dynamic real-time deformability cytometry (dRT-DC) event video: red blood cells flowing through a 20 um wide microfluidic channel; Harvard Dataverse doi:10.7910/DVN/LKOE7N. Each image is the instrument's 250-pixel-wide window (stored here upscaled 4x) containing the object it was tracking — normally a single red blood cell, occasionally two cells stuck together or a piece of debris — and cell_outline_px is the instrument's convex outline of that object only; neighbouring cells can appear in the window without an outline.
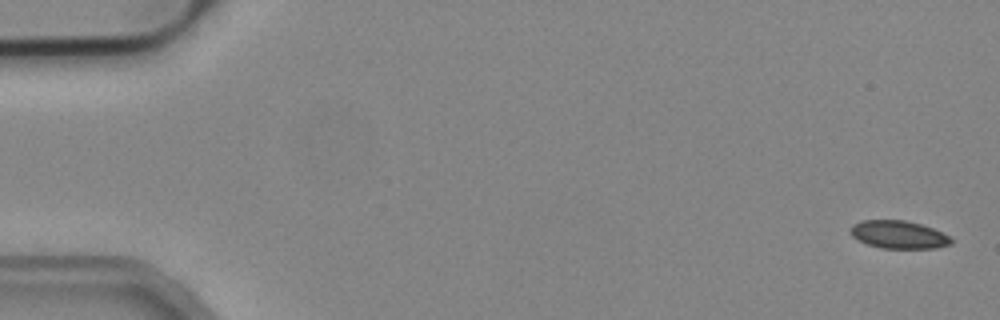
{"species": "common noctule bat (a hibernating species)", "species_latin": "Nyctalus noctula", "temperature_condition": "cold", "stored_images_in_passage": 5, "segment_of_instrument_passage": [1, 2], "camera_frame_rate_fps": 3000, "um_per_image_px": 0.085, "animal": {"sex": "male", "body_mass_g": 19.2, "forearm_length_mm": 51.8}, "frame": {"image": 1, "passage_image": 1, "time_ms": 0.0, "image_size_px": [1000, 320], "cell_outline_px": [[952, 244], [936, 248], [880, 248], [868, 244], [852, 236], [852, 224], [860, 220], [904, 220], [920, 224], [932, 228], [948, 236], [952, 240]], "centroid_in_image_um": [76.38, 19.94], "position_along_channel_um": 8.6, "area_um2": 16.13}}
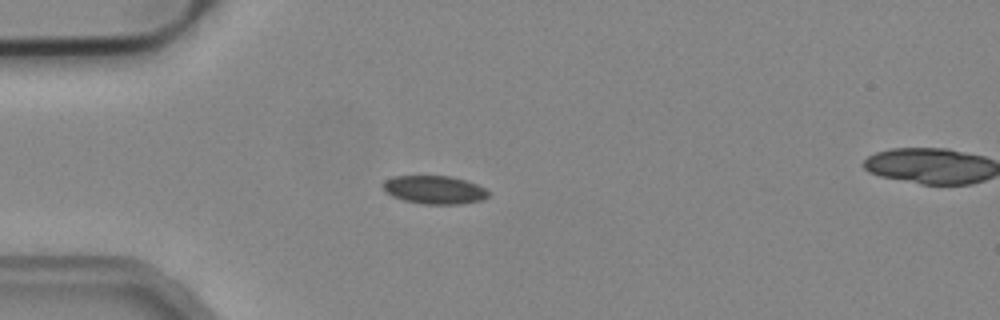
{"frame": {"image": 2, "passage_image": 4, "time_ms": 1.0, "image_size_px": [1000, 320], "cell_outline_px": [[488, 196], [480, 200], [460, 204], [424, 204], [404, 200], [392, 196], [384, 188], [384, 180], [392, 176], [452, 176], [476, 184], [484, 188], [488, 192]], "centroid_in_image_um": [36.92, 16.13], "position_along_channel_um": 48.1, "area_um2": 17.11}}